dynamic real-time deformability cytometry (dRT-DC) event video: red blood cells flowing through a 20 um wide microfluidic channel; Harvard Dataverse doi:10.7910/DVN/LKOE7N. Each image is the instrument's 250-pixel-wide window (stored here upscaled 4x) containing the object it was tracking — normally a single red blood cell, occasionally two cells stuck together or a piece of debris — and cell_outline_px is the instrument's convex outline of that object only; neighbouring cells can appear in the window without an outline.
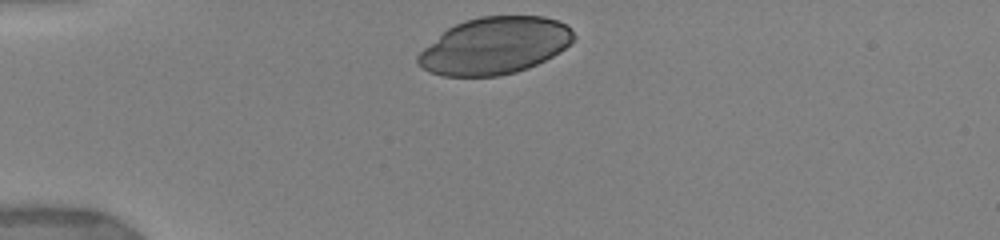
{"species": "human", "species_latin": "Homo sapiens", "temperature_condition": "warm", "stored_images_in_passage": 7, "camera_frame_rate_fps": 3000, "um_per_image_px": 0.085, "donor": {"sex": "female"}, "frame": {"image": 1, "passage_image": 1, "time_ms": 0.0, "image_size_px": [1000, 240], "cell_outline_px": [[576, 36], [560, 52], [528, 68], [516, 72], [496, 76], [444, 76], [428, 72], [416, 60], [416, 56], [424, 48], [448, 28], [464, 20], [480, 16], [544, 16], [556, 20], [572, 28]], "centroid_in_image_um": [42.05, 3.88], "position_along_channel_um": 42.9, "area_um2": 51.44}}